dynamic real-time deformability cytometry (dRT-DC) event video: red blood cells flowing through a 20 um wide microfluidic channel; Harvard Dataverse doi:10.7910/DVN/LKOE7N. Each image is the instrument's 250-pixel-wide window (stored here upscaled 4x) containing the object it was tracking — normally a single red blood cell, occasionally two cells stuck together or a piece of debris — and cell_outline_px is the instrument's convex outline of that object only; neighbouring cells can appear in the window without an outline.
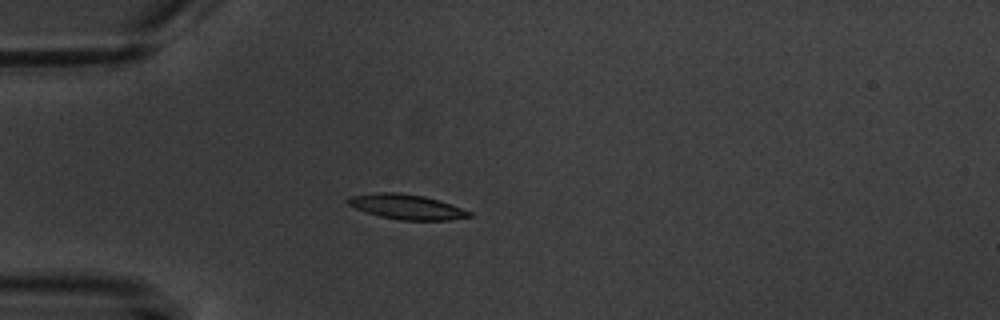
{"species": "common noctule bat (a hibernating species)", "species_latin": "Nyctalus noctula", "temperature_condition": "warm", "stored_images_in_passage": 5, "camera_frame_rate_fps": 3000, "um_per_image_px": 0.085, "animal": {"sex": "male", "body_mass_g": 20.1, "forearm_length_mm": 53.5}, "frame": {"image": 1, "passage_image": 5, "time_ms": 5.333, "image_size_px": [1000, 320], "cell_outline_px": [[472, 216], [448, 220], [400, 220], [380, 216], [356, 208], [348, 204], [344, 200], [352, 196], [376, 192], [400, 192], [424, 196], [440, 200], [472, 212]], "centroid_in_image_um": [34.57, 17.57], "position_along_channel_um": 50.4, "area_um2": 17.57}}